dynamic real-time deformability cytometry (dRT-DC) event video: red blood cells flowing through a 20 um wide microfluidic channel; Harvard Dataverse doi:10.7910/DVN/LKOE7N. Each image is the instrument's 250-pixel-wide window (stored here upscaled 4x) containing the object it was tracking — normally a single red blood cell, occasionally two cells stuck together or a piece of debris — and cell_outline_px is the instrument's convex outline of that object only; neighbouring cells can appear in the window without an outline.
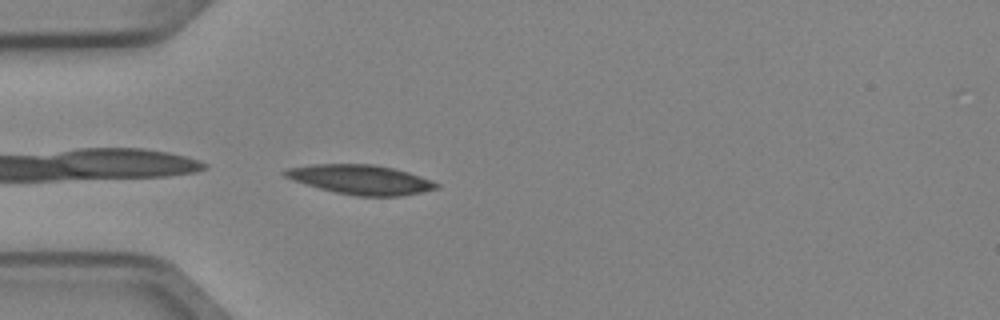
{"species": "Egyptian fruit bat (a non-hibernating species)", "species_latin": "Rousettus aegyptiacus", "temperature_condition": "cold", "stored_images_in_passage": 3, "camera_frame_rate_fps": 3000, "um_per_image_px": 0.085, "animal": {"sex": "female"}, "frame": {"image": 1, "passage_image": 3, "time_ms": 0.667, "image_size_px": [1000, 320], "cell_outline_px": [[440, 188], [400, 196], [360, 196], [336, 192], [320, 188], [292, 180], [284, 176], [280, 172], [284, 168], [316, 164], [372, 164], [392, 168], [408, 172], [432, 180], [440, 184]], "centroid_in_image_um": [30.64, 15.25], "position_along_channel_um": 54.4, "area_um2": 25.95}}